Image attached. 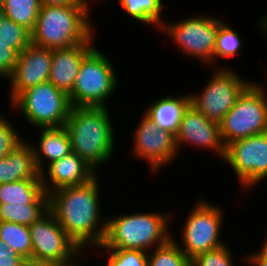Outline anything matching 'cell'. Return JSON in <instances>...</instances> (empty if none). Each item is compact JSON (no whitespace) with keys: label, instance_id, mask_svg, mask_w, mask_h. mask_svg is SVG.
I'll list each match as a JSON object with an SVG mask.
<instances>
[{"label":"cell","instance_id":"cell-1","mask_svg":"<svg viewBox=\"0 0 267 266\" xmlns=\"http://www.w3.org/2000/svg\"><path fill=\"white\" fill-rule=\"evenodd\" d=\"M98 174L81 185L65 186L49 193V211L87 255L103 243L107 216L102 214ZM90 248V249H89Z\"/></svg>","mask_w":267,"mask_h":266},{"label":"cell","instance_id":"cell-2","mask_svg":"<svg viewBox=\"0 0 267 266\" xmlns=\"http://www.w3.org/2000/svg\"><path fill=\"white\" fill-rule=\"evenodd\" d=\"M109 107H72L65 122L72 152L97 174L114 157L116 135ZM104 164V165H103Z\"/></svg>","mask_w":267,"mask_h":266},{"label":"cell","instance_id":"cell-3","mask_svg":"<svg viewBox=\"0 0 267 266\" xmlns=\"http://www.w3.org/2000/svg\"><path fill=\"white\" fill-rule=\"evenodd\" d=\"M170 214L168 211H144L124 213L117 217L106 215L108 218L103 243L92 250H142L148 253L172 238L174 232L170 231L169 225L173 217Z\"/></svg>","mask_w":267,"mask_h":266},{"label":"cell","instance_id":"cell-4","mask_svg":"<svg viewBox=\"0 0 267 266\" xmlns=\"http://www.w3.org/2000/svg\"><path fill=\"white\" fill-rule=\"evenodd\" d=\"M90 11V6H41L31 32V44L61 49L95 41L97 27L92 23Z\"/></svg>","mask_w":267,"mask_h":266},{"label":"cell","instance_id":"cell-5","mask_svg":"<svg viewBox=\"0 0 267 266\" xmlns=\"http://www.w3.org/2000/svg\"><path fill=\"white\" fill-rule=\"evenodd\" d=\"M111 59L97 47L83 59L68 95L72 107H108L119 86Z\"/></svg>","mask_w":267,"mask_h":266},{"label":"cell","instance_id":"cell-6","mask_svg":"<svg viewBox=\"0 0 267 266\" xmlns=\"http://www.w3.org/2000/svg\"><path fill=\"white\" fill-rule=\"evenodd\" d=\"M212 203L206 199H197L192 210L190 208V212L187 213L185 222L181 225V235H179L181 242L172 234V238L190 260L202 253L218 249L227 244V241L225 242L221 237L225 219L223 209L225 208L221 204Z\"/></svg>","mask_w":267,"mask_h":266},{"label":"cell","instance_id":"cell-7","mask_svg":"<svg viewBox=\"0 0 267 266\" xmlns=\"http://www.w3.org/2000/svg\"><path fill=\"white\" fill-rule=\"evenodd\" d=\"M187 17L175 22L165 20L159 32L169 36L177 52L185 55L184 57L200 61V64L204 63L206 66L214 65L219 18L200 13Z\"/></svg>","mask_w":267,"mask_h":266},{"label":"cell","instance_id":"cell-8","mask_svg":"<svg viewBox=\"0 0 267 266\" xmlns=\"http://www.w3.org/2000/svg\"><path fill=\"white\" fill-rule=\"evenodd\" d=\"M31 261L39 266H76L85 254L48 211L29 226ZM84 254V255H83ZM79 261V262H78Z\"/></svg>","mask_w":267,"mask_h":266},{"label":"cell","instance_id":"cell-9","mask_svg":"<svg viewBox=\"0 0 267 266\" xmlns=\"http://www.w3.org/2000/svg\"><path fill=\"white\" fill-rule=\"evenodd\" d=\"M8 105L36 129L64 126L72 108L69 96L49 81L23 91Z\"/></svg>","mask_w":267,"mask_h":266},{"label":"cell","instance_id":"cell-10","mask_svg":"<svg viewBox=\"0 0 267 266\" xmlns=\"http://www.w3.org/2000/svg\"><path fill=\"white\" fill-rule=\"evenodd\" d=\"M263 86L252 82L219 124L225 147L233 141L267 132V91Z\"/></svg>","mask_w":267,"mask_h":266},{"label":"cell","instance_id":"cell-11","mask_svg":"<svg viewBox=\"0 0 267 266\" xmlns=\"http://www.w3.org/2000/svg\"><path fill=\"white\" fill-rule=\"evenodd\" d=\"M219 69V70H218ZM232 66L217 67L200 92L189 93L190 105L208 120L220 124L239 96L252 83Z\"/></svg>","mask_w":267,"mask_h":266},{"label":"cell","instance_id":"cell-12","mask_svg":"<svg viewBox=\"0 0 267 266\" xmlns=\"http://www.w3.org/2000/svg\"><path fill=\"white\" fill-rule=\"evenodd\" d=\"M223 161L248 193L267 179V132L233 141L225 147Z\"/></svg>","mask_w":267,"mask_h":266},{"label":"cell","instance_id":"cell-13","mask_svg":"<svg viewBox=\"0 0 267 266\" xmlns=\"http://www.w3.org/2000/svg\"><path fill=\"white\" fill-rule=\"evenodd\" d=\"M133 130L134 142L131 155L138 161H145L152 176H157L161 169L175 161L179 155L175 135L159 128L144 112ZM148 162V163H147Z\"/></svg>","mask_w":267,"mask_h":266},{"label":"cell","instance_id":"cell-14","mask_svg":"<svg viewBox=\"0 0 267 266\" xmlns=\"http://www.w3.org/2000/svg\"><path fill=\"white\" fill-rule=\"evenodd\" d=\"M175 143L179 154L183 145L189 147L191 145L204 151H211L222 160L225 156V145L221 138L219 124L208 120L192 105H189L183 113L175 135Z\"/></svg>","mask_w":267,"mask_h":266},{"label":"cell","instance_id":"cell-15","mask_svg":"<svg viewBox=\"0 0 267 266\" xmlns=\"http://www.w3.org/2000/svg\"><path fill=\"white\" fill-rule=\"evenodd\" d=\"M53 49L30 44L18 54L12 74L7 78L11 104L23 91L49 79Z\"/></svg>","mask_w":267,"mask_h":266},{"label":"cell","instance_id":"cell-16","mask_svg":"<svg viewBox=\"0 0 267 266\" xmlns=\"http://www.w3.org/2000/svg\"><path fill=\"white\" fill-rule=\"evenodd\" d=\"M96 175L97 173L74 152L51 162L40 172L47 194L61 187L85 184Z\"/></svg>","mask_w":267,"mask_h":266},{"label":"cell","instance_id":"cell-17","mask_svg":"<svg viewBox=\"0 0 267 266\" xmlns=\"http://www.w3.org/2000/svg\"><path fill=\"white\" fill-rule=\"evenodd\" d=\"M94 41H85L72 47L53 49L48 81L69 95L83 59L96 47Z\"/></svg>","mask_w":267,"mask_h":266},{"label":"cell","instance_id":"cell-18","mask_svg":"<svg viewBox=\"0 0 267 266\" xmlns=\"http://www.w3.org/2000/svg\"><path fill=\"white\" fill-rule=\"evenodd\" d=\"M41 179L30 142L25 139L6 157L0 158V184Z\"/></svg>","mask_w":267,"mask_h":266},{"label":"cell","instance_id":"cell-19","mask_svg":"<svg viewBox=\"0 0 267 266\" xmlns=\"http://www.w3.org/2000/svg\"><path fill=\"white\" fill-rule=\"evenodd\" d=\"M37 129L40 131L38 143L34 144L31 141L30 145L33 149L36 165L41 172L51 162L69 155L72 149L70 136L64 126Z\"/></svg>","mask_w":267,"mask_h":266},{"label":"cell","instance_id":"cell-20","mask_svg":"<svg viewBox=\"0 0 267 266\" xmlns=\"http://www.w3.org/2000/svg\"><path fill=\"white\" fill-rule=\"evenodd\" d=\"M151 102L147 108H144V113L159 128L176 135L183 113L190 105L189 94L165 95Z\"/></svg>","mask_w":267,"mask_h":266},{"label":"cell","instance_id":"cell-21","mask_svg":"<svg viewBox=\"0 0 267 266\" xmlns=\"http://www.w3.org/2000/svg\"><path fill=\"white\" fill-rule=\"evenodd\" d=\"M1 204H49L41 179H25L0 184Z\"/></svg>","mask_w":267,"mask_h":266},{"label":"cell","instance_id":"cell-22","mask_svg":"<svg viewBox=\"0 0 267 266\" xmlns=\"http://www.w3.org/2000/svg\"><path fill=\"white\" fill-rule=\"evenodd\" d=\"M163 3V0H118L119 6L131 16L132 20L152 26L157 31L165 21L161 18L165 9Z\"/></svg>","mask_w":267,"mask_h":266},{"label":"cell","instance_id":"cell-23","mask_svg":"<svg viewBox=\"0 0 267 266\" xmlns=\"http://www.w3.org/2000/svg\"><path fill=\"white\" fill-rule=\"evenodd\" d=\"M0 239L25 260L32 258V240L28 226L0 221Z\"/></svg>","mask_w":267,"mask_h":266},{"label":"cell","instance_id":"cell-24","mask_svg":"<svg viewBox=\"0 0 267 266\" xmlns=\"http://www.w3.org/2000/svg\"><path fill=\"white\" fill-rule=\"evenodd\" d=\"M49 211V204H1L0 221L30 226Z\"/></svg>","mask_w":267,"mask_h":266},{"label":"cell","instance_id":"cell-25","mask_svg":"<svg viewBox=\"0 0 267 266\" xmlns=\"http://www.w3.org/2000/svg\"><path fill=\"white\" fill-rule=\"evenodd\" d=\"M39 0H5L2 11L16 24L24 26L30 32L35 28L40 11Z\"/></svg>","mask_w":267,"mask_h":266},{"label":"cell","instance_id":"cell-26","mask_svg":"<svg viewBox=\"0 0 267 266\" xmlns=\"http://www.w3.org/2000/svg\"><path fill=\"white\" fill-rule=\"evenodd\" d=\"M230 23L225 22L224 19L219 17V29L216 35V46L214 51V63L223 58L236 57L241 54L244 44L242 38L234 29L230 26ZM216 61V62H215Z\"/></svg>","mask_w":267,"mask_h":266},{"label":"cell","instance_id":"cell-27","mask_svg":"<svg viewBox=\"0 0 267 266\" xmlns=\"http://www.w3.org/2000/svg\"><path fill=\"white\" fill-rule=\"evenodd\" d=\"M148 266H191V260L171 238L148 252Z\"/></svg>","mask_w":267,"mask_h":266},{"label":"cell","instance_id":"cell-28","mask_svg":"<svg viewBox=\"0 0 267 266\" xmlns=\"http://www.w3.org/2000/svg\"><path fill=\"white\" fill-rule=\"evenodd\" d=\"M0 40L9 42L10 47L20 53L31 44V32L16 24L0 10Z\"/></svg>","mask_w":267,"mask_h":266},{"label":"cell","instance_id":"cell-29","mask_svg":"<svg viewBox=\"0 0 267 266\" xmlns=\"http://www.w3.org/2000/svg\"><path fill=\"white\" fill-rule=\"evenodd\" d=\"M104 266H148V253L142 250L102 249Z\"/></svg>","mask_w":267,"mask_h":266},{"label":"cell","instance_id":"cell-30","mask_svg":"<svg viewBox=\"0 0 267 266\" xmlns=\"http://www.w3.org/2000/svg\"><path fill=\"white\" fill-rule=\"evenodd\" d=\"M228 244L222 247L207 251L191 260V266H235V255ZM234 255V256H233Z\"/></svg>","mask_w":267,"mask_h":266},{"label":"cell","instance_id":"cell-31","mask_svg":"<svg viewBox=\"0 0 267 266\" xmlns=\"http://www.w3.org/2000/svg\"><path fill=\"white\" fill-rule=\"evenodd\" d=\"M0 111V158L6 157L25 138L15 128V124Z\"/></svg>","mask_w":267,"mask_h":266},{"label":"cell","instance_id":"cell-32","mask_svg":"<svg viewBox=\"0 0 267 266\" xmlns=\"http://www.w3.org/2000/svg\"><path fill=\"white\" fill-rule=\"evenodd\" d=\"M18 52L10 47L9 42L0 40V78L7 80L12 74L18 59Z\"/></svg>","mask_w":267,"mask_h":266},{"label":"cell","instance_id":"cell-33","mask_svg":"<svg viewBox=\"0 0 267 266\" xmlns=\"http://www.w3.org/2000/svg\"><path fill=\"white\" fill-rule=\"evenodd\" d=\"M247 255V256H245ZM242 256L246 265L250 266H267V234L259 250L250 252ZM245 257V258H244Z\"/></svg>","mask_w":267,"mask_h":266},{"label":"cell","instance_id":"cell-34","mask_svg":"<svg viewBox=\"0 0 267 266\" xmlns=\"http://www.w3.org/2000/svg\"><path fill=\"white\" fill-rule=\"evenodd\" d=\"M24 260L0 239V266H19Z\"/></svg>","mask_w":267,"mask_h":266},{"label":"cell","instance_id":"cell-35","mask_svg":"<svg viewBox=\"0 0 267 266\" xmlns=\"http://www.w3.org/2000/svg\"><path fill=\"white\" fill-rule=\"evenodd\" d=\"M89 1V2H88ZM41 6H91V0H39Z\"/></svg>","mask_w":267,"mask_h":266},{"label":"cell","instance_id":"cell-36","mask_svg":"<svg viewBox=\"0 0 267 266\" xmlns=\"http://www.w3.org/2000/svg\"><path fill=\"white\" fill-rule=\"evenodd\" d=\"M260 20L257 21V28L261 31V34H264L263 36L267 35V13H265L264 15L261 16V18H259Z\"/></svg>","mask_w":267,"mask_h":266},{"label":"cell","instance_id":"cell-37","mask_svg":"<svg viewBox=\"0 0 267 266\" xmlns=\"http://www.w3.org/2000/svg\"><path fill=\"white\" fill-rule=\"evenodd\" d=\"M19 266H39L37 264H34L32 261L30 260H24Z\"/></svg>","mask_w":267,"mask_h":266},{"label":"cell","instance_id":"cell-38","mask_svg":"<svg viewBox=\"0 0 267 266\" xmlns=\"http://www.w3.org/2000/svg\"><path fill=\"white\" fill-rule=\"evenodd\" d=\"M4 1L5 0H0V10L2 9L3 5H4Z\"/></svg>","mask_w":267,"mask_h":266},{"label":"cell","instance_id":"cell-39","mask_svg":"<svg viewBox=\"0 0 267 266\" xmlns=\"http://www.w3.org/2000/svg\"><path fill=\"white\" fill-rule=\"evenodd\" d=\"M91 1H93L96 4H97V2H99L98 4H100V2L102 3L104 0H91Z\"/></svg>","mask_w":267,"mask_h":266}]
</instances>
